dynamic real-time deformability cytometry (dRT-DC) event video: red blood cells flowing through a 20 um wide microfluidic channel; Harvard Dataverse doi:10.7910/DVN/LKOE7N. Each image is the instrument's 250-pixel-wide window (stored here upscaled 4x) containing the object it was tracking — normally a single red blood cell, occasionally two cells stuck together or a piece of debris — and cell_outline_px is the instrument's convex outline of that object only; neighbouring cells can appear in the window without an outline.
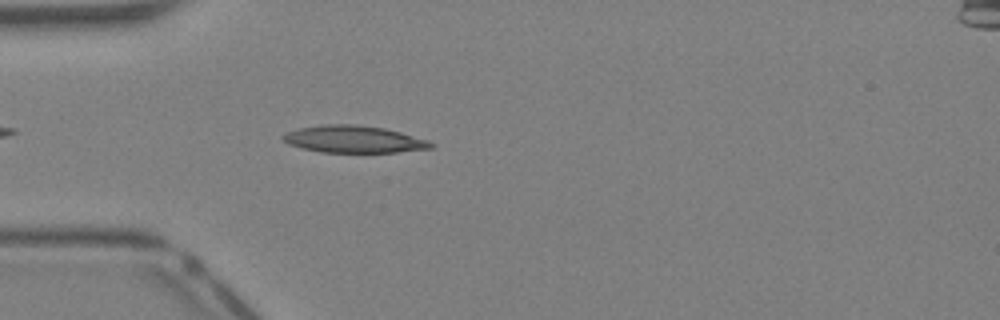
{"species": "Egyptian fruit bat (a non-hibernating species)", "species_latin": "Rousettus aegyptiacus", "temperature_condition": "warm", "stored_images_in_passage": 31, "camera_frame_rate_fps": 3000, "um_per_image_px": 0.085, "animal": {"sex": "female"}, "frame": {"image": 1, "passage_image": 3, "time_ms": 0.667, "image_size_px": [1000, 320], "cell_outline_px": [[436, 144], [432, 148], [396, 152], [320, 152], [288, 144], [280, 136], [284, 132], [300, 128], [324, 124], [356, 124], [384, 128], [400, 132], [428, 140]], "centroid_in_image_um": [30.06, 11.83], "position_along_channel_um": 54.9, "area_um2": 23.35}}
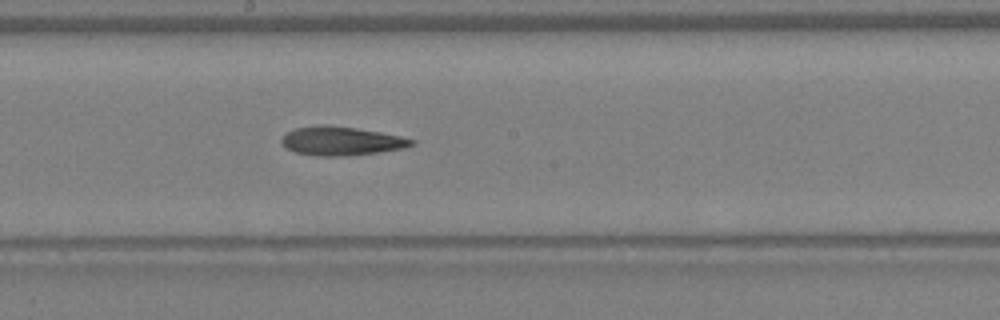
{"frame": {"image": 2, "passage_image": 13, "time_ms": 4.0, "image_size_px": [1000, 320], "cell_outline_px": [[416, 144], [404, 148], [380, 152], [336, 156], [316, 156], [296, 152], [288, 148], [280, 140], [288, 132], [296, 128], [324, 124], [356, 128], [380, 132], [400, 136], [416, 140]], "centroid_in_image_um": [29.05, 11.98], "position_along_channel_um": 219.1, "area_um2": 21.56}}
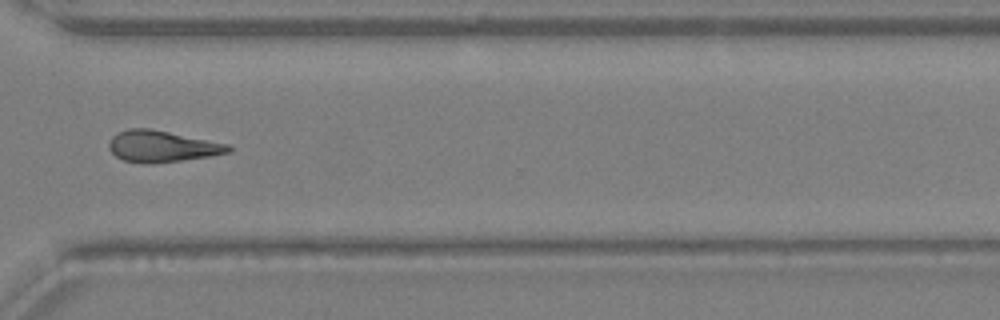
{"frame": {"image": 3, "passage_image": 21, "time_ms": 6.667, "image_size_px": [1000, 320], "cell_outline_px": [[232, 148], [228, 152], [208, 156], [152, 164], [140, 164], [124, 160], [116, 156], [108, 148], [108, 144], [112, 136], [116, 132], [128, 128], [148, 128], [228, 144]], "centroid_in_image_um": [13.68, 12.44], "position_along_channel_um": 356.9, "area_um2": 21.68}}